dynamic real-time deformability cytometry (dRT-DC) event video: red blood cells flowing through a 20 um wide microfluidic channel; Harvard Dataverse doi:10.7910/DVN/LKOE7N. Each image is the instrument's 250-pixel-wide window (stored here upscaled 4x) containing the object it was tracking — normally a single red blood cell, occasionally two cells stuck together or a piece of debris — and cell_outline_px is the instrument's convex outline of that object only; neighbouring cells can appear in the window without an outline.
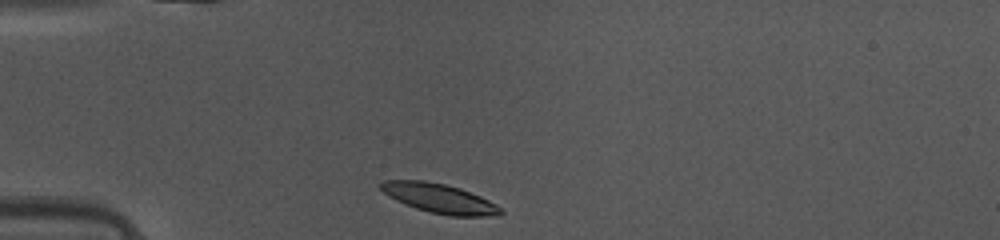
{"species": "common noctule bat (a hibernating species)", "species_latin": "Nyctalus noctula", "temperature_condition": "warm", "stored_images_in_passage": 36, "camera_frame_rate_fps": 3000, "um_per_image_px": 0.085, "animal": {"sex": "female", "body_mass_g": 10.0, "forearm_length_mm": 53.1}, "frame": {"image": 1, "passage_image": 1, "time_ms": 0.0, "image_size_px": [1000, 240], "cell_outline_px": [[504, 212], [500, 216], [452, 216], [432, 212], [416, 208], [396, 200], [388, 196], [376, 184], [384, 180], [424, 180], [444, 184], [460, 188], [480, 196], [496, 204]], "centroid_in_image_um": [37.34, 16.85], "position_along_channel_um": 47.7, "area_um2": 20.46}}
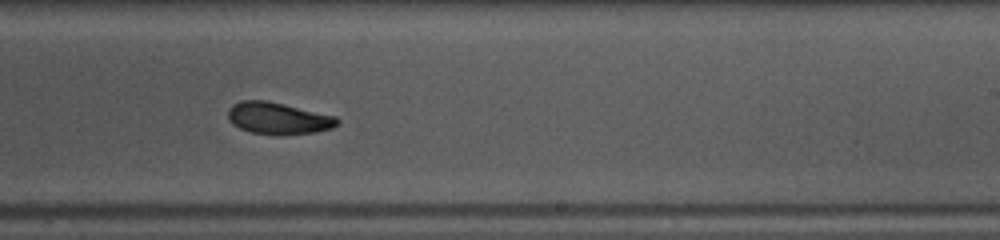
{"frame": {"image": 2, "passage_image": 18, "time_ms": 5.667, "image_size_px": [1000, 240], "cell_outline_px": [[340, 124], [332, 128], [316, 132], [284, 136], [276, 136], [252, 132], [240, 128], [232, 124], [228, 120], [228, 108], [232, 104], [240, 100], [268, 100], [336, 116], [340, 120]], "centroid_in_image_um": [23.66, 10.06], "position_along_channel_um": 265.3, "area_um2": 20.81}}
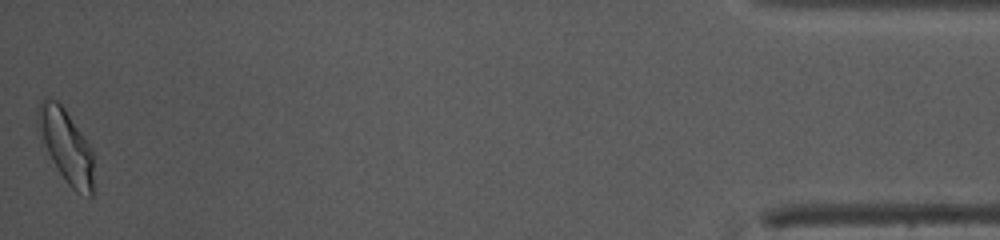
{"frame": {"image": 3, "passage_image": 36, "time_ms": 11.667, "image_size_px": [1000, 240], "cell_outline_px": [[92, 196], [88, 196], [76, 192], [68, 184], [52, 160], [48, 152], [36, 124], [36, 108], [40, 100], [48, 96], [56, 100], [64, 108], [84, 136], [92, 148]], "centroid_in_image_um": [5.59, 12.33], "position_along_channel_um": 429.6, "area_um2": 23.52}, "authors_computed_cell_mechanics": {"area_um2": 20.5768, "velocity_mm_per_s": 4.1462, "shape_relaxation_time_tau1_ms": 3.427, "shape_relaxation_time_tau2_ms": 3.2598, "deformation_change_tau1": 0.1273, "deformation_change_tau2": 0.0948}}